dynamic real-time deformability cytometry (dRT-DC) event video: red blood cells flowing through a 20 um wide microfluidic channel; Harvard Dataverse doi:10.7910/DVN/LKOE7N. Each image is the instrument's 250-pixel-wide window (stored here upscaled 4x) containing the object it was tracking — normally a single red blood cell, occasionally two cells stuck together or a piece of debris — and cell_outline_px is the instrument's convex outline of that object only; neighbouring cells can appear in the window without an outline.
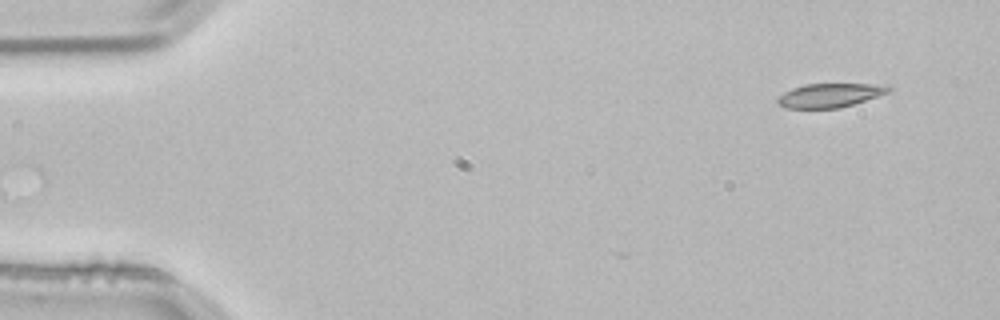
{"species": "common noctule bat (a hibernating species)", "species_latin": "Nyctalus noctula", "temperature_condition": "room temperature", "stored_images_in_passage": 3, "camera_frame_rate_fps": 3000, "um_per_image_px": 0.085, "animal": {"sex": "male", "body_mass_g": 21.5, "forearm_length_mm": 52.0}, "frame": {"image": 1, "passage_image": 3, "time_ms": 0.667, "image_size_px": [1000, 320], "cell_outline_px": [[892, 88], [888, 92], [840, 108], [784, 108], [776, 100], [784, 92], [792, 88], [804, 84], [868, 84]], "centroid_in_image_um": [70.44, 8.11], "position_along_channel_um": 14.6, "area_um2": 15.03}}